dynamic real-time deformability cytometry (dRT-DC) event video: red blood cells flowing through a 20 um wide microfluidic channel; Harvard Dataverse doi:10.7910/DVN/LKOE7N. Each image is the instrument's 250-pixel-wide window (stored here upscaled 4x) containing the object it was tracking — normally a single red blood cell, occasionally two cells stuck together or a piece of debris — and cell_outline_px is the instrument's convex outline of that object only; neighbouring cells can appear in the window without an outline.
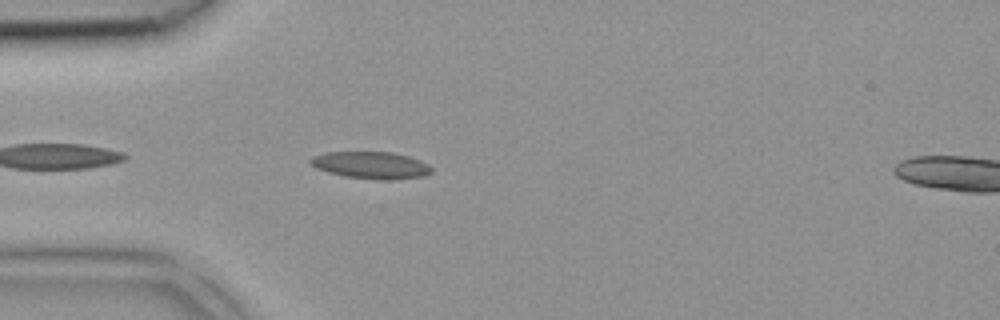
{"species": "common noctule bat (a hibernating species)", "species_latin": "Nyctalus noctula", "temperature_condition": "room temperature", "stored_images_in_passage": 9, "camera_frame_rate_fps": 3000, "um_per_image_px": 0.085, "animal": {"sex": "female", "body_mass_g": 18.4}, "frame": {"image": 1, "passage_image": 2, "time_ms": 0.333, "image_size_px": [1000, 320], "cell_outline_px": [[432, 172], [424, 176], [348, 176], [328, 172], [316, 168], [308, 160], [312, 156], [324, 152], [392, 152], [408, 156], [420, 160], [428, 164], [432, 168]], "centroid_in_image_um": [31.46, 13.96], "position_along_channel_um": 53.5, "area_um2": 17.8}}